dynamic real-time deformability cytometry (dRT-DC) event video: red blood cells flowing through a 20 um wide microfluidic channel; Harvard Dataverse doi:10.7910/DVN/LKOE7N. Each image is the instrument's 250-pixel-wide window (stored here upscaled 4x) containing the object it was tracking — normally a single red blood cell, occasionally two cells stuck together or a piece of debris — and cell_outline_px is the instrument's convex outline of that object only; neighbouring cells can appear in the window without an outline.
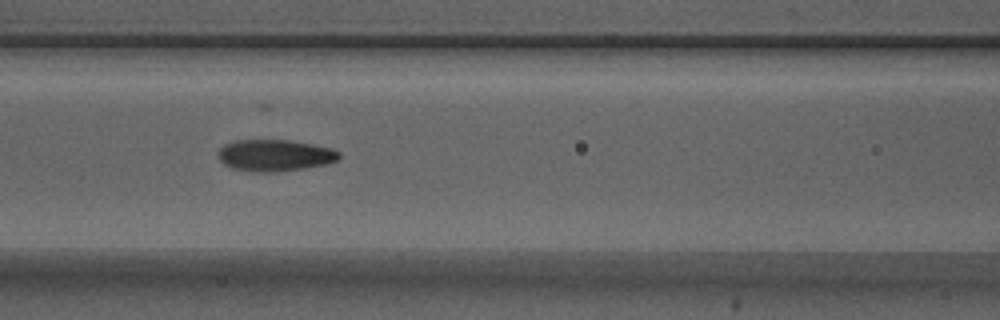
{"species": "Egyptian fruit bat (a non-hibernating species)", "species_latin": "Rousettus aegyptiacus", "temperature_condition": "warm", "stored_images_in_passage": 39, "camera_frame_rate_fps": 3000, "um_per_image_px": 0.085, "animal": {"sex": "male"}, "frame": {"image": 1, "passage_image": 9, "time_ms": 2.667, "image_size_px": [1000, 320], "cell_outline_px": [[340, 156], [336, 160], [324, 164], [304, 168], [276, 172], [256, 172], [232, 168], [224, 164], [220, 160], [220, 148], [224, 144], [232, 140], [288, 140], [312, 144], [332, 148], [340, 152]], "centroid_in_image_um": [23.35, 13.2], "position_along_channel_um": 143.2, "area_um2": 22.14}}
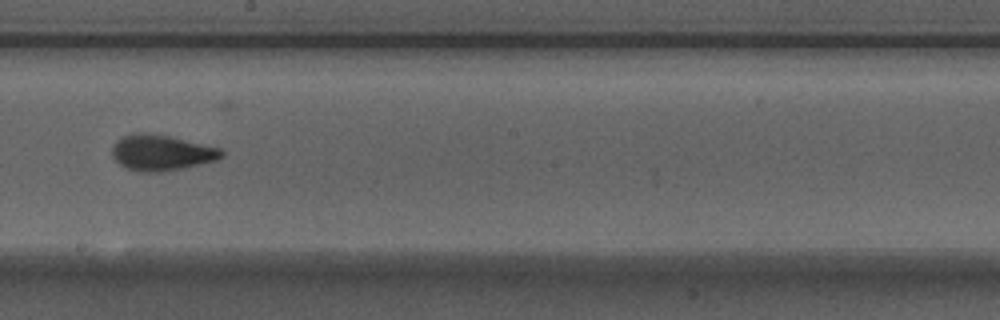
{"frame": {"image": 2, "passage_image": 16, "time_ms": 5.0, "image_size_px": [1000, 320], "cell_outline_px": [[224, 156], [216, 160], [184, 168], [160, 172], [140, 172], [128, 168], [120, 164], [112, 156], [112, 148], [116, 140], [124, 136], [136, 132], [140, 132], [168, 136], [220, 148], [224, 152]], "centroid_in_image_um": [13.72, 12.98], "position_along_channel_um": 234.5, "area_um2": 22.6}}
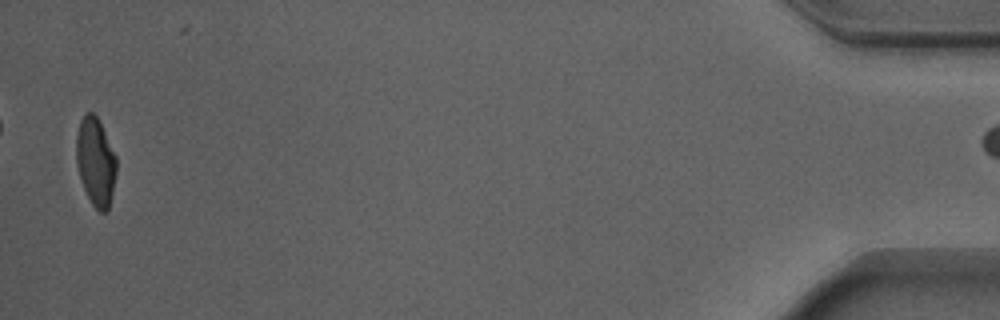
{"frame": {"image": 3, "passage_image": 38, "time_ms": 12.333, "image_size_px": [1000, 320], "cell_outline_px": [[116, 172], [108, 212], [100, 212], [92, 204], [84, 188], [76, 164], [76, 136], [80, 120], [84, 112], [92, 112], [96, 116], [116, 156]], "centroid_in_image_um": [8.11, 13.74], "position_along_channel_um": 427.1, "area_um2": 20.4}}